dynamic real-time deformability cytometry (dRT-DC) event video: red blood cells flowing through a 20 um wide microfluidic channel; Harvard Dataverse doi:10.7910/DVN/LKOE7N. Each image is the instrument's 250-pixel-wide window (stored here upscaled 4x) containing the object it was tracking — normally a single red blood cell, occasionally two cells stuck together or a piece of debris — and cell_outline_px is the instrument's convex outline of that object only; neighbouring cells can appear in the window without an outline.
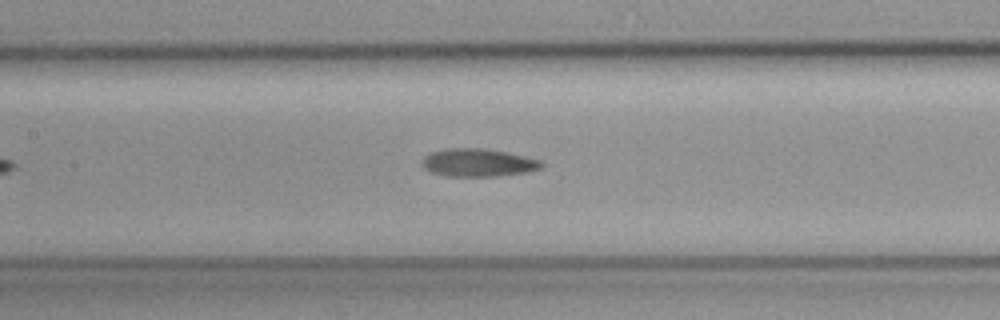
{"species": "common noctule bat (a hibernating species)", "species_latin": "Nyctalus noctula", "temperature_condition": "cold", "stored_images_in_passage": 34, "camera_frame_rate_fps": 3000, "um_per_image_px": 0.085, "animal": {"sex": "female", "body_mass_g": 19.3, "forearm_length_mm": 54.1}, "frame": {"image": 1, "passage_image": 15, "time_ms": 4.667, "image_size_px": [1000, 320], "cell_outline_px": [[544, 164], [540, 168], [528, 172], [496, 176], [448, 176], [432, 172], [424, 168], [424, 156], [432, 152], [448, 148], [484, 148], [524, 156], [540, 160]], "centroid_in_image_um": [40.66, 13.82], "position_along_channel_um": 166.7, "area_um2": 19.13}}
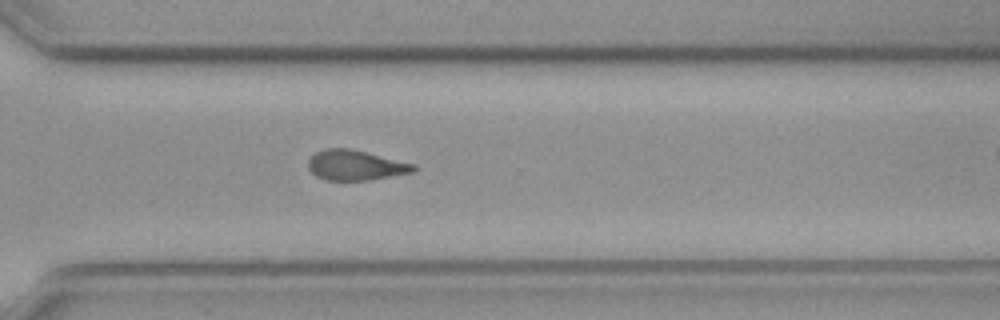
{"frame": {"image": 2, "passage_image": 29, "time_ms": 9.333, "image_size_px": [1000, 320], "cell_outline_px": [[416, 168], [412, 172], [368, 180], [324, 180], [316, 176], [308, 168], [308, 160], [316, 152], [324, 148], [348, 148], [416, 164]], "centroid_in_image_um": [30.18, 14.04], "position_along_channel_um": 340.4, "area_um2": 18.32}}